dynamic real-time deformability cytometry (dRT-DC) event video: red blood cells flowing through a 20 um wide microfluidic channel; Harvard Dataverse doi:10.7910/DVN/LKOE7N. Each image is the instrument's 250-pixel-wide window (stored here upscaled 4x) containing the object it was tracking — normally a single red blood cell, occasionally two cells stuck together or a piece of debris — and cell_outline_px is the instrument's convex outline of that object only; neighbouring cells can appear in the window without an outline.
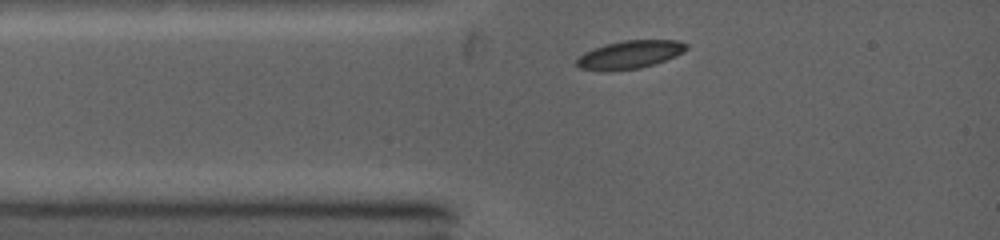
{"species": "common noctule bat (a hibernating species)", "species_latin": "Nyctalus noctula", "temperature_condition": "warm", "stored_images_in_passage": 29, "camera_frame_rate_fps": 5000, "um_per_image_px": 0.085, "animal": {"sex": "female", "body_mass_g": 19.0, "forearm_length_mm": 53.3}, "frame": {"image": 1, "passage_image": 1, "time_ms": 0.0, "image_size_px": [1000, 240], "cell_outline_px": [[688, 48], [684, 52], [676, 56], [640, 68], [608, 72], [604, 72], [580, 68], [576, 64], [576, 60], [584, 52], [592, 48], [604, 44], [624, 40], [680, 40], [688, 44]], "centroid_in_image_um": [53.52, 4.64], "position_along_channel_um": 31.5, "area_um2": 18.21}}
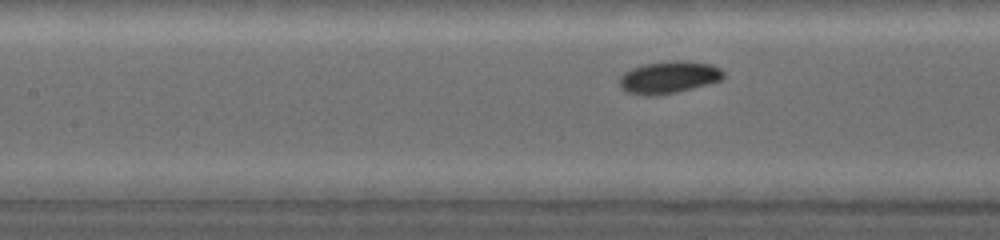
{"frame": {"image": 2, "passage_image": 16, "time_ms": 3.0, "image_size_px": [1000, 240], "cell_outline_px": [[724, 76], [720, 80], [692, 88], [676, 92], [656, 96], [640, 96], [628, 92], [620, 88], [620, 76], [624, 72], [632, 68], [644, 64], [668, 60], [688, 60], [712, 64], [720, 68], [724, 72]], "centroid_in_image_um": [56.83, 6.56], "position_along_channel_um": 150.6, "area_um2": 19.77}}
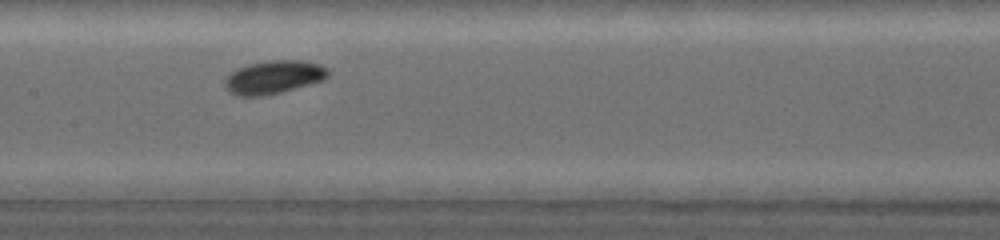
{"frame": {"image": 3, "passage_image": 21, "time_ms": 3.8, "image_size_px": [1000, 240], "cell_outline_px": [[328, 76], [324, 80], [280, 92], [264, 96], [240, 96], [232, 92], [224, 84], [228, 76], [236, 68], [248, 64], [268, 60], [300, 60], [320, 64], [328, 68]], "centroid_in_image_um": [23.29, 6.54], "position_along_channel_um": 184.1, "area_um2": 19.83}}